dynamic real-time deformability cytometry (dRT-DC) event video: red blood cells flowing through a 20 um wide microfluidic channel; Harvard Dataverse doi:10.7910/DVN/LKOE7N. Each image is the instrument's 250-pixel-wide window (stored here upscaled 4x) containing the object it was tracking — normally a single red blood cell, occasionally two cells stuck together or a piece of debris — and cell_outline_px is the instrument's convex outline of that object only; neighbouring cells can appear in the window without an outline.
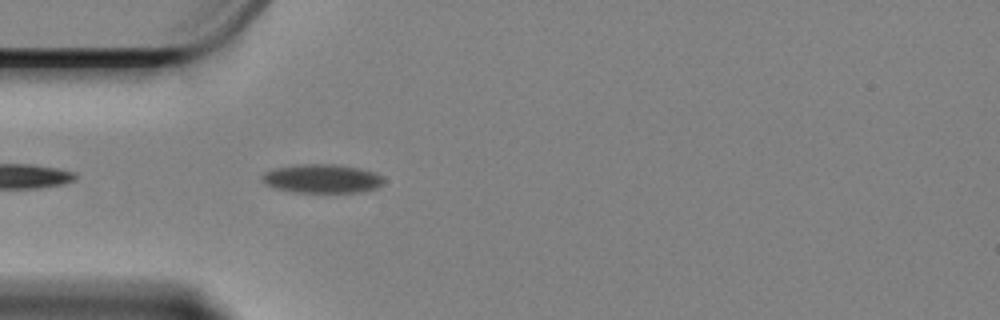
{"species": "Egyptian fruit bat (a non-hibernating species)", "species_latin": "Rousettus aegyptiacus", "temperature_condition": "cold", "stored_images_in_passage": 13, "camera_frame_rate_fps": 3000, "um_per_image_px": 0.085, "animal": {"sex": "female"}, "frame": {"image": 1, "passage_image": 1, "time_ms": 0.0, "image_size_px": [1000, 320], "cell_outline_px": [[384, 184], [376, 188], [360, 192], [296, 192], [276, 188], [264, 184], [260, 176], [264, 172], [276, 168], [308, 164], [332, 164], [356, 168], [372, 172], [380, 176], [384, 180]], "centroid_in_image_um": [27.35, 15.19], "position_along_channel_um": 57.7, "area_um2": 20.06}}
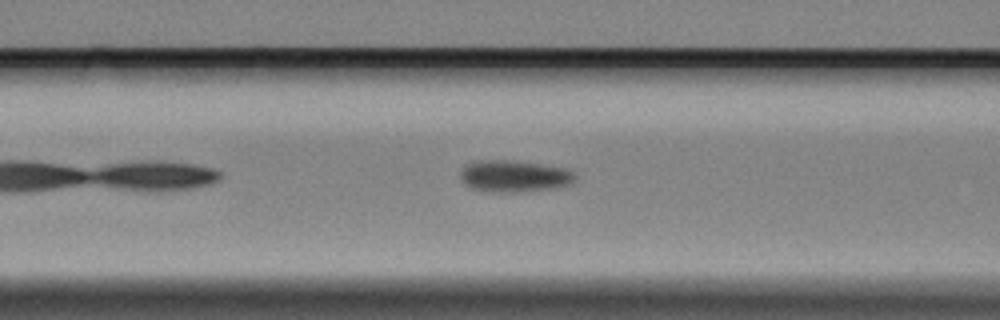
{"frame": {"image": 2, "passage_image": 7, "time_ms": 2.0, "image_size_px": [1000, 320], "cell_outline_px": [[576, 180], [568, 184], [556, 188], [524, 192], [484, 192], [472, 188], [464, 184], [460, 180], [460, 172], [468, 164], [480, 160], [508, 160], [540, 164], [564, 168], [572, 172], [576, 176]], "centroid_in_image_um": [43.68, 14.99], "position_along_channel_um": 122.9, "area_um2": 21.33}}
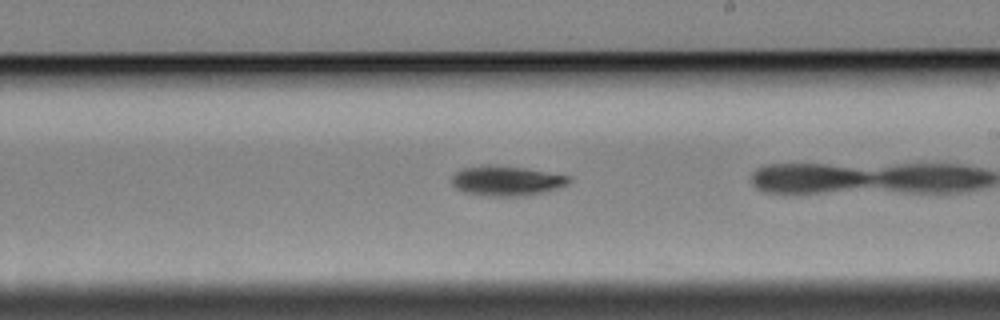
{"frame": {"image": 3, "passage_image": 12, "time_ms": 3.667, "image_size_px": [1000, 320], "cell_outline_px": [[572, 180], [568, 184], [548, 192], [528, 196], [488, 196], [464, 192], [456, 188], [452, 184], [452, 176], [460, 168], [520, 168], [572, 176]], "centroid_in_image_um": [43.14, 15.43], "position_along_channel_um": 245.9, "area_um2": 19.71}}